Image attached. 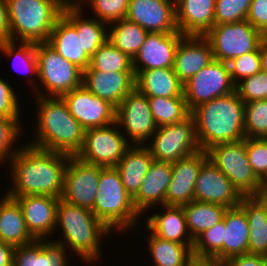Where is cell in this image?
Wrapping results in <instances>:
<instances>
[{
  "instance_id": "6da1fadb",
  "label": "cell",
  "mask_w": 267,
  "mask_h": 266,
  "mask_svg": "<svg viewBox=\"0 0 267 266\" xmlns=\"http://www.w3.org/2000/svg\"><path fill=\"white\" fill-rule=\"evenodd\" d=\"M15 153L9 161L12 187L6 195H46L61 198L64 175L69 155L38 149L27 145ZM24 147V148H23Z\"/></svg>"
},
{
  "instance_id": "7a4b0ae2",
  "label": "cell",
  "mask_w": 267,
  "mask_h": 266,
  "mask_svg": "<svg viewBox=\"0 0 267 266\" xmlns=\"http://www.w3.org/2000/svg\"><path fill=\"white\" fill-rule=\"evenodd\" d=\"M201 150L244 140L245 103L236 90L198 105L191 111Z\"/></svg>"
},
{
  "instance_id": "3957f363",
  "label": "cell",
  "mask_w": 267,
  "mask_h": 266,
  "mask_svg": "<svg viewBox=\"0 0 267 266\" xmlns=\"http://www.w3.org/2000/svg\"><path fill=\"white\" fill-rule=\"evenodd\" d=\"M37 97V122L32 147L76 156L84 143L85 129L70 114L61 97Z\"/></svg>"
},
{
  "instance_id": "277c9868",
  "label": "cell",
  "mask_w": 267,
  "mask_h": 266,
  "mask_svg": "<svg viewBox=\"0 0 267 266\" xmlns=\"http://www.w3.org/2000/svg\"><path fill=\"white\" fill-rule=\"evenodd\" d=\"M60 227L64 240H54L75 252L82 262L100 261L102 238L111 232L92 210L68 203L61 198L57 204L56 225Z\"/></svg>"
},
{
  "instance_id": "5b68a950",
  "label": "cell",
  "mask_w": 267,
  "mask_h": 266,
  "mask_svg": "<svg viewBox=\"0 0 267 266\" xmlns=\"http://www.w3.org/2000/svg\"><path fill=\"white\" fill-rule=\"evenodd\" d=\"M9 40L48 42L52 28L64 7L58 0H6Z\"/></svg>"
},
{
  "instance_id": "8992f818",
  "label": "cell",
  "mask_w": 267,
  "mask_h": 266,
  "mask_svg": "<svg viewBox=\"0 0 267 266\" xmlns=\"http://www.w3.org/2000/svg\"><path fill=\"white\" fill-rule=\"evenodd\" d=\"M92 211L111 232L132 230V227L135 229L139 217L144 216L135 208L133 198L123 186L115 167L100 166L98 191Z\"/></svg>"
},
{
  "instance_id": "52a82bcc",
  "label": "cell",
  "mask_w": 267,
  "mask_h": 266,
  "mask_svg": "<svg viewBox=\"0 0 267 266\" xmlns=\"http://www.w3.org/2000/svg\"><path fill=\"white\" fill-rule=\"evenodd\" d=\"M38 76L46 92L39 89L34 79L29 77L35 95L43 97H61L72 89L82 86L83 71L59 55L47 42L36 43ZM30 82V83H29ZM35 84V85H34Z\"/></svg>"
},
{
  "instance_id": "ba28073f",
  "label": "cell",
  "mask_w": 267,
  "mask_h": 266,
  "mask_svg": "<svg viewBox=\"0 0 267 266\" xmlns=\"http://www.w3.org/2000/svg\"><path fill=\"white\" fill-rule=\"evenodd\" d=\"M206 152L208 160L230 179L243 197L257 196L263 182L256 176L248 161L245 139L217 144Z\"/></svg>"
},
{
  "instance_id": "9c48e42d",
  "label": "cell",
  "mask_w": 267,
  "mask_h": 266,
  "mask_svg": "<svg viewBox=\"0 0 267 266\" xmlns=\"http://www.w3.org/2000/svg\"><path fill=\"white\" fill-rule=\"evenodd\" d=\"M148 143L145 146L158 162L174 163L201 150L192 114L180 122L157 127Z\"/></svg>"
},
{
  "instance_id": "30bf717a",
  "label": "cell",
  "mask_w": 267,
  "mask_h": 266,
  "mask_svg": "<svg viewBox=\"0 0 267 266\" xmlns=\"http://www.w3.org/2000/svg\"><path fill=\"white\" fill-rule=\"evenodd\" d=\"M204 36L212 46L213 58L226 63L245 53L256 51L266 38L247 20L214 24Z\"/></svg>"
},
{
  "instance_id": "8fae6325",
  "label": "cell",
  "mask_w": 267,
  "mask_h": 266,
  "mask_svg": "<svg viewBox=\"0 0 267 266\" xmlns=\"http://www.w3.org/2000/svg\"><path fill=\"white\" fill-rule=\"evenodd\" d=\"M115 122L111 125L85 130L82 149L77 157L89 164L104 168L116 167L131 146Z\"/></svg>"
},
{
  "instance_id": "7c38bea8",
  "label": "cell",
  "mask_w": 267,
  "mask_h": 266,
  "mask_svg": "<svg viewBox=\"0 0 267 266\" xmlns=\"http://www.w3.org/2000/svg\"><path fill=\"white\" fill-rule=\"evenodd\" d=\"M234 91L235 84L231 80L228 63L215 59L192 76L183 88L190 111L202 103Z\"/></svg>"
},
{
  "instance_id": "4fadbf2b",
  "label": "cell",
  "mask_w": 267,
  "mask_h": 266,
  "mask_svg": "<svg viewBox=\"0 0 267 266\" xmlns=\"http://www.w3.org/2000/svg\"><path fill=\"white\" fill-rule=\"evenodd\" d=\"M116 123L127 131L126 139L129 143L132 141V145H144L157 130L148 98L137 88L116 107Z\"/></svg>"
},
{
  "instance_id": "5bb4252c",
  "label": "cell",
  "mask_w": 267,
  "mask_h": 266,
  "mask_svg": "<svg viewBox=\"0 0 267 266\" xmlns=\"http://www.w3.org/2000/svg\"><path fill=\"white\" fill-rule=\"evenodd\" d=\"M100 166L70 156L64 175L61 199L76 206L92 210L94 207Z\"/></svg>"
},
{
  "instance_id": "9a60e30c",
  "label": "cell",
  "mask_w": 267,
  "mask_h": 266,
  "mask_svg": "<svg viewBox=\"0 0 267 266\" xmlns=\"http://www.w3.org/2000/svg\"><path fill=\"white\" fill-rule=\"evenodd\" d=\"M70 114L87 130L116 122V107L95 96L83 85L61 96Z\"/></svg>"
},
{
  "instance_id": "2e32d148",
  "label": "cell",
  "mask_w": 267,
  "mask_h": 266,
  "mask_svg": "<svg viewBox=\"0 0 267 266\" xmlns=\"http://www.w3.org/2000/svg\"><path fill=\"white\" fill-rule=\"evenodd\" d=\"M243 196L230 179L208 159L202 164L195 183L194 200L232 208L240 205Z\"/></svg>"
},
{
  "instance_id": "e0dca14e",
  "label": "cell",
  "mask_w": 267,
  "mask_h": 266,
  "mask_svg": "<svg viewBox=\"0 0 267 266\" xmlns=\"http://www.w3.org/2000/svg\"><path fill=\"white\" fill-rule=\"evenodd\" d=\"M184 35L149 32L143 45L132 59L135 76L143 70L173 68L178 43Z\"/></svg>"
},
{
  "instance_id": "ac0fdd59",
  "label": "cell",
  "mask_w": 267,
  "mask_h": 266,
  "mask_svg": "<svg viewBox=\"0 0 267 266\" xmlns=\"http://www.w3.org/2000/svg\"><path fill=\"white\" fill-rule=\"evenodd\" d=\"M207 152L200 150L172 163V176L165 195V206H183L194 200L195 183Z\"/></svg>"
},
{
  "instance_id": "d6986e66",
  "label": "cell",
  "mask_w": 267,
  "mask_h": 266,
  "mask_svg": "<svg viewBox=\"0 0 267 266\" xmlns=\"http://www.w3.org/2000/svg\"><path fill=\"white\" fill-rule=\"evenodd\" d=\"M126 19L148 32L175 33V0H130Z\"/></svg>"
},
{
  "instance_id": "ffe728a7",
  "label": "cell",
  "mask_w": 267,
  "mask_h": 266,
  "mask_svg": "<svg viewBox=\"0 0 267 266\" xmlns=\"http://www.w3.org/2000/svg\"><path fill=\"white\" fill-rule=\"evenodd\" d=\"M11 198H14L20 205L26 227L35 239H46V236L49 238L55 233L56 210L60 198L46 195Z\"/></svg>"
},
{
  "instance_id": "44dd1931",
  "label": "cell",
  "mask_w": 267,
  "mask_h": 266,
  "mask_svg": "<svg viewBox=\"0 0 267 266\" xmlns=\"http://www.w3.org/2000/svg\"><path fill=\"white\" fill-rule=\"evenodd\" d=\"M213 60L212 46L205 36L184 35L176 49L173 69L184 85Z\"/></svg>"
},
{
  "instance_id": "7402d4cb",
  "label": "cell",
  "mask_w": 267,
  "mask_h": 266,
  "mask_svg": "<svg viewBox=\"0 0 267 266\" xmlns=\"http://www.w3.org/2000/svg\"><path fill=\"white\" fill-rule=\"evenodd\" d=\"M135 82L134 72L83 71L82 85L115 107L135 88Z\"/></svg>"
},
{
  "instance_id": "603a6c76",
  "label": "cell",
  "mask_w": 267,
  "mask_h": 266,
  "mask_svg": "<svg viewBox=\"0 0 267 266\" xmlns=\"http://www.w3.org/2000/svg\"><path fill=\"white\" fill-rule=\"evenodd\" d=\"M216 0H175L176 26L183 35L204 36L214 25Z\"/></svg>"
},
{
  "instance_id": "cb8c5ba5",
  "label": "cell",
  "mask_w": 267,
  "mask_h": 266,
  "mask_svg": "<svg viewBox=\"0 0 267 266\" xmlns=\"http://www.w3.org/2000/svg\"><path fill=\"white\" fill-rule=\"evenodd\" d=\"M172 176V163L153 161L149 171L145 175L137 194L133 197V203L137 211L142 215L149 212L155 205L164 206L165 195Z\"/></svg>"
},
{
  "instance_id": "d4e9b609",
  "label": "cell",
  "mask_w": 267,
  "mask_h": 266,
  "mask_svg": "<svg viewBox=\"0 0 267 266\" xmlns=\"http://www.w3.org/2000/svg\"><path fill=\"white\" fill-rule=\"evenodd\" d=\"M67 250L54 240L36 239L14 248L13 266H69Z\"/></svg>"
},
{
  "instance_id": "484cf974",
  "label": "cell",
  "mask_w": 267,
  "mask_h": 266,
  "mask_svg": "<svg viewBox=\"0 0 267 266\" xmlns=\"http://www.w3.org/2000/svg\"><path fill=\"white\" fill-rule=\"evenodd\" d=\"M163 212H156L146 220L147 230L155 236L180 244H194L186 223L183 206H162Z\"/></svg>"
},
{
  "instance_id": "4316f807",
  "label": "cell",
  "mask_w": 267,
  "mask_h": 266,
  "mask_svg": "<svg viewBox=\"0 0 267 266\" xmlns=\"http://www.w3.org/2000/svg\"><path fill=\"white\" fill-rule=\"evenodd\" d=\"M47 43L82 71L90 65L91 58L82 49L81 32H77L63 16L56 21Z\"/></svg>"
},
{
  "instance_id": "83f0119b",
  "label": "cell",
  "mask_w": 267,
  "mask_h": 266,
  "mask_svg": "<svg viewBox=\"0 0 267 266\" xmlns=\"http://www.w3.org/2000/svg\"><path fill=\"white\" fill-rule=\"evenodd\" d=\"M154 161L145 145H131L115 167L126 191L133 198Z\"/></svg>"
},
{
  "instance_id": "f1b7e54d",
  "label": "cell",
  "mask_w": 267,
  "mask_h": 266,
  "mask_svg": "<svg viewBox=\"0 0 267 266\" xmlns=\"http://www.w3.org/2000/svg\"><path fill=\"white\" fill-rule=\"evenodd\" d=\"M0 199V241L16 246L26 245L36 239L26 227L18 202L6 194Z\"/></svg>"
},
{
  "instance_id": "f546056e",
  "label": "cell",
  "mask_w": 267,
  "mask_h": 266,
  "mask_svg": "<svg viewBox=\"0 0 267 266\" xmlns=\"http://www.w3.org/2000/svg\"><path fill=\"white\" fill-rule=\"evenodd\" d=\"M135 80V88L147 97L184 96V85L173 68L143 70L135 76Z\"/></svg>"
},
{
  "instance_id": "4dcf8cb0",
  "label": "cell",
  "mask_w": 267,
  "mask_h": 266,
  "mask_svg": "<svg viewBox=\"0 0 267 266\" xmlns=\"http://www.w3.org/2000/svg\"><path fill=\"white\" fill-rule=\"evenodd\" d=\"M82 10L83 7H66L63 9L62 16L77 32H81L82 49L91 58L108 40V29H106L108 24L94 17L84 19Z\"/></svg>"
},
{
  "instance_id": "1f68e13d",
  "label": "cell",
  "mask_w": 267,
  "mask_h": 266,
  "mask_svg": "<svg viewBox=\"0 0 267 266\" xmlns=\"http://www.w3.org/2000/svg\"><path fill=\"white\" fill-rule=\"evenodd\" d=\"M223 240V260L229 257L248 254V219L244 209L239 205L227 208Z\"/></svg>"
},
{
  "instance_id": "d6a6232c",
  "label": "cell",
  "mask_w": 267,
  "mask_h": 266,
  "mask_svg": "<svg viewBox=\"0 0 267 266\" xmlns=\"http://www.w3.org/2000/svg\"><path fill=\"white\" fill-rule=\"evenodd\" d=\"M240 206L248 219V254L267 255V208L257 196L243 197Z\"/></svg>"
},
{
  "instance_id": "836d02e7",
  "label": "cell",
  "mask_w": 267,
  "mask_h": 266,
  "mask_svg": "<svg viewBox=\"0 0 267 266\" xmlns=\"http://www.w3.org/2000/svg\"><path fill=\"white\" fill-rule=\"evenodd\" d=\"M148 248L154 266H188L193 260V244H180L161 239L152 232L148 236Z\"/></svg>"
},
{
  "instance_id": "e575fe53",
  "label": "cell",
  "mask_w": 267,
  "mask_h": 266,
  "mask_svg": "<svg viewBox=\"0 0 267 266\" xmlns=\"http://www.w3.org/2000/svg\"><path fill=\"white\" fill-rule=\"evenodd\" d=\"M226 207L216 203L193 200L183 205L188 230L195 239L204 230L210 229L223 219Z\"/></svg>"
},
{
  "instance_id": "d590c367",
  "label": "cell",
  "mask_w": 267,
  "mask_h": 266,
  "mask_svg": "<svg viewBox=\"0 0 267 266\" xmlns=\"http://www.w3.org/2000/svg\"><path fill=\"white\" fill-rule=\"evenodd\" d=\"M108 26V40L121 52L127 54L131 59L136 56L149 33L137 23L127 19L112 22L108 24Z\"/></svg>"
},
{
  "instance_id": "8d00e7d4",
  "label": "cell",
  "mask_w": 267,
  "mask_h": 266,
  "mask_svg": "<svg viewBox=\"0 0 267 266\" xmlns=\"http://www.w3.org/2000/svg\"><path fill=\"white\" fill-rule=\"evenodd\" d=\"M224 229L225 221L222 219L194 239V260L213 261L217 264L223 260Z\"/></svg>"
},
{
  "instance_id": "74e56055",
  "label": "cell",
  "mask_w": 267,
  "mask_h": 266,
  "mask_svg": "<svg viewBox=\"0 0 267 266\" xmlns=\"http://www.w3.org/2000/svg\"><path fill=\"white\" fill-rule=\"evenodd\" d=\"M147 98L157 127L180 122L191 114L184 96Z\"/></svg>"
},
{
  "instance_id": "f35d334b",
  "label": "cell",
  "mask_w": 267,
  "mask_h": 266,
  "mask_svg": "<svg viewBox=\"0 0 267 266\" xmlns=\"http://www.w3.org/2000/svg\"><path fill=\"white\" fill-rule=\"evenodd\" d=\"M85 70L134 72L132 59L116 48L109 40L104 42L93 54L90 65Z\"/></svg>"
},
{
  "instance_id": "ab89813d",
  "label": "cell",
  "mask_w": 267,
  "mask_h": 266,
  "mask_svg": "<svg viewBox=\"0 0 267 266\" xmlns=\"http://www.w3.org/2000/svg\"><path fill=\"white\" fill-rule=\"evenodd\" d=\"M19 43V48L16 45L15 41H10V40H0V51L5 54V56L13 57V67L16 69L18 66L17 64L15 65L14 63L20 62L21 68L27 73H31L30 75L32 76V73L34 76H38V62H37V56H36V43L33 42H18ZM21 43V44H20ZM16 62V63H17ZM15 65V66H14ZM24 66V67H23ZM19 72L22 69L18 68ZM25 68V69H24ZM17 71V72H18ZM27 75V74H26Z\"/></svg>"
},
{
  "instance_id": "60d3db41",
  "label": "cell",
  "mask_w": 267,
  "mask_h": 266,
  "mask_svg": "<svg viewBox=\"0 0 267 266\" xmlns=\"http://www.w3.org/2000/svg\"><path fill=\"white\" fill-rule=\"evenodd\" d=\"M245 137H267V99L245 103Z\"/></svg>"
},
{
  "instance_id": "b9f144b4",
  "label": "cell",
  "mask_w": 267,
  "mask_h": 266,
  "mask_svg": "<svg viewBox=\"0 0 267 266\" xmlns=\"http://www.w3.org/2000/svg\"><path fill=\"white\" fill-rule=\"evenodd\" d=\"M20 120L0 117V163L8 162L21 149L14 144L23 133Z\"/></svg>"
},
{
  "instance_id": "7bdbcfd3",
  "label": "cell",
  "mask_w": 267,
  "mask_h": 266,
  "mask_svg": "<svg viewBox=\"0 0 267 266\" xmlns=\"http://www.w3.org/2000/svg\"><path fill=\"white\" fill-rule=\"evenodd\" d=\"M252 0H216L214 24H228L246 20Z\"/></svg>"
},
{
  "instance_id": "ee69618b",
  "label": "cell",
  "mask_w": 267,
  "mask_h": 266,
  "mask_svg": "<svg viewBox=\"0 0 267 266\" xmlns=\"http://www.w3.org/2000/svg\"><path fill=\"white\" fill-rule=\"evenodd\" d=\"M88 2V3H87ZM130 0H86L99 21L110 24L126 19Z\"/></svg>"
},
{
  "instance_id": "f6af8a7d",
  "label": "cell",
  "mask_w": 267,
  "mask_h": 266,
  "mask_svg": "<svg viewBox=\"0 0 267 266\" xmlns=\"http://www.w3.org/2000/svg\"><path fill=\"white\" fill-rule=\"evenodd\" d=\"M230 77L235 86L240 79L251 77L261 71V56L259 48L256 51L245 53L228 62Z\"/></svg>"
},
{
  "instance_id": "bcb514c9",
  "label": "cell",
  "mask_w": 267,
  "mask_h": 266,
  "mask_svg": "<svg viewBox=\"0 0 267 266\" xmlns=\"http://www.w3.org/2000/svg\"><path fill=\"white\" fill-rule=\"evenodd\" d=\"M245 148L254 173L264 183L267 179V139L245 138Z\"/></svg>"
},
{
  "instance_id": "7dc6e473",
  "label": "cell",
  "mask_w": 267,
  "mask_h": 266,
  "mask_svg": "<svg viewBox=\"0 0 267 266\" xmlns=\"http://www.w3.org/2000/svg\"><path fill=\"white\" fill-rule=\"evenodd\" d=\"M235 90L244 103L267 99V73L260 71L240 80Z\"/></svg>"
},
{
  "instance_id": "c3c4849f",
  "label": "cell",
  "mask_w": 267,
  "mask_h": 266,
  "mask_svg": "<svg viewBox=\"0 0 267 266\" xmlns=\"http://www.w3.org/2000/svg\"><path fill=\"white\" fill-rule=\"evenodd\" d=\"M5 79L0 78V117L21 119L18 95Z\"/></svg>"
},
{
  "instance_id": "681fc988",
  "label": "cell",
  "mask_w": 267,
  "mask_h": 266,
  "mask_svg": "<svg viewBox=\"0 0 267 266\" xmlns=\"http://www.w3.org/2000/svg\"><path fill=\"white\" fill-rule=\"evenodd\" d=\"M246 20L267 37V0H252Z\"/></svg>"
},
{
  "instance_id": "f907efd6",
  "label": "cell",
  "mask_w": 267,
  "mask_h": 266,
  "mask_svg": "<svg viewBox=\"0 0 267 266\" xmlns=\"http://www.w3.org/2000/svg\"><path fill=\"white\" fill-rule=\"evenodd\" d=\"M219 266H263V255L246 254L226 258Z\"/></svg>"
},
{
  "instance_id": "816d5d0a",
  "label": "cell",
  "mask_w": 267,
  "mask_h": 266,
  "mask_svg": "<svg viewBox=\"0 0 267 266\" xmlns=\"http://www.w3.org/2000/svg\"><path fill=\"white\" fill-rule=\"evenodd\" d=\"M0 40H9V19L6 0H0Z\"/></svg>"
},
{
  "instance_id": "f5cc1de1",
  "label": "cell",
  "mask_w": 267,
  "mask_h": 266,
  "mask_svg": "<svg viewBox=\"0 0 267 266\" xmlns=\"http://www.w3.org/2000/svg\"><path fill=\"white\" fill-rule=\"evenodd\" d=\"M14 246L0 241V266H13Z\"/></svg>"
},
{
  "instance_id": "db71d44e",
  "label": "cell",
  "mask_w": 267,
  "mask_h": 266,
  "mask_svg": "<svg viewBox=\"0 0 267 266\" xmlns=\"http://www.w3.org/2000/svg\"><path fill=\"white\" fill-rule=\"evenodd\" d=\"M259 53L261 56V71L267 73V37L261 42Z\"/></svg>"
},
{
  "instance_id": "11a10c76",
  "label": "cell",
  "mask_w": 267,
  "mask_h": 266,
  "mask_svg": "<svg viewBox=\"0 0 267 266\" xmlns=\"http://www.w3.org/2000/svg\"><path fill=\"white\" fill-rule=\"evenodd\" d=\"M60 2V4L66 8V7H82L83 3L86 0H58Z\"/></svg>"
},
{
  "instance_id": "9f6ffc18",
  "label": "cell",
  "mask_w": 267,
  "mask_h": 266,
  "mask_svg": "<svg viewBox=\"0 0 267 266\" xmlns=\"http://www.w3.org/2000/svg\"><path fill=\"white\" fill-rule=\"evenodd\" d=\"M188 266H219L213 261L193 260Z\"/></svg>"
},
{
  "instance_id": "6f0895ef",
  "label": "cell",
  "mask_w": 267,
  "mask_h": 266,
  "mask_svg": "<svg viewBox=\"0 0 267 266\" xmlns=\"http://www.w3.org/2000/svg\"><path fill=\"white\" fill-rule=\"evenodd\" d=\"M257 197L267 208V190H259Z\"/></svg>"
},
{
  "instance_id": "680465c9",
  "label": "cell",
  "mask_w": 267,
  "mask_h": 266,
  "mask_svg": "<svg viewBox=\"0 0 267 266\" xmlns=\"http://www.w3.org/2000/svg\"><path fill=\"white\" fill-rule=\"evenodd\" d=\"M260 190H267V179L263 183V186L260 188Z\"/></svg>"
},
{
  "instance_id": "91938a15",
  "label": "cell",
  "mask_w": 267,
  "mask_h": 266,
  "mask_svg": "<svg viewBox=\"0 0 267 266\" xmlns=\"http://www.w3.org/2000/svg\"><path fill=\"white\" fill-rule=\"evenodd\" d=\"M263 266H267V255H263Z\"/></svg>"
}]
</instances>
